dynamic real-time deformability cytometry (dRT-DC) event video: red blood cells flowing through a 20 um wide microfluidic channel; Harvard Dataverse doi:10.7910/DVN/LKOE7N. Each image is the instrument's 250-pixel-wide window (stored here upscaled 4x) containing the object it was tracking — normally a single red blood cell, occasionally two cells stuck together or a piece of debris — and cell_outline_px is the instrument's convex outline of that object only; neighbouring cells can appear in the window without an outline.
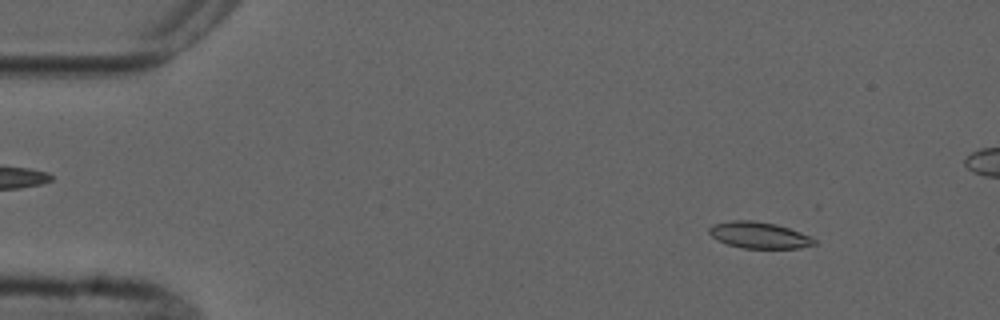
{"species": "common noctule bat (a hibernating species)", "species_latin": "Nyctalus noctula", "temperature_condition": "cold", "stored_images_in_passage": 4, "camera_frame_rate_fps": 3000, "um_per_image_px": 0.085, "animal": {"sex": "male", "forearm_length_mm": 52.5}, "frame": {"image": 1, "passage_image": 1, "time_ms": 0.0, "image_size_px": [1000, 320], "cell_outline_px": [[816, 244], [800, 248], [744, 248], [728, 244], [716, 240], [708, 232], [708, 228], [712, 224], [732, 220], [752, 220], [776, 224], [800, 232], [816, 240]], "centroid_in_image_um": [64.48, 19.98], "position_along_channel_um": 20.5, "area_um2": 16.13}}